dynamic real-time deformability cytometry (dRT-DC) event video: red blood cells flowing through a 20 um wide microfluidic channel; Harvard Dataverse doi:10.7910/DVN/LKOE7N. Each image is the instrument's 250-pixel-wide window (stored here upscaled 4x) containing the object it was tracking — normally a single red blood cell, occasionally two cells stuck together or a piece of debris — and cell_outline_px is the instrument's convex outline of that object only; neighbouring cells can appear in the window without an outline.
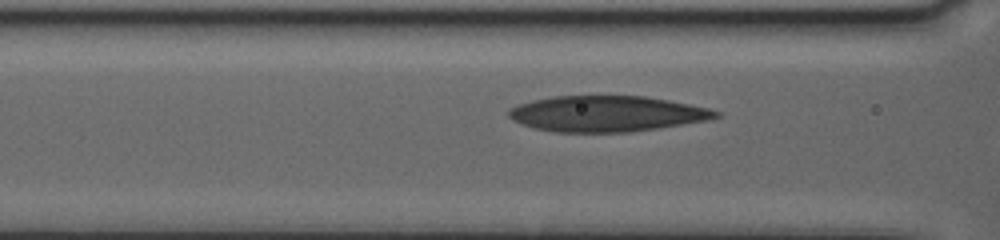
{"species": "human", "species_latin": "Homo sapiens", "temperature_condition": "warm", "stored_images_in_passage": 48, "camera_frame_rate_fps": 3000, "um_per_image_px": 0.085, "donor": {"sex": "female"}, "frame": {"image": 1, "passage_image": 19, "time_ms": 6.0, "image_size_px": [1000, 240], "cell_outline_px": [[720, 116], [704, 120], [656, 128], [628, 132], [556, 132], [536, 128], [512, 120], [508, 116], [508, 112], [512, 108], [520, 104], [532, 100], [556, 96], [644, 96], [668, 100], [708, 108], [720, 112]], "centroid_in_image_um": [51.55, 9.66], "position_along_channel_um": 115.1, "area_um2": 42.54}}
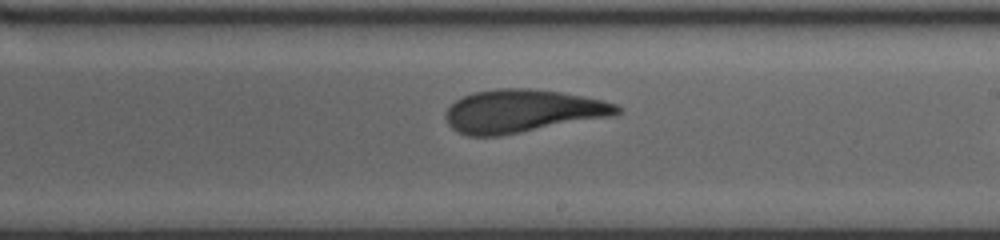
{"frame": {"image": 2, "passage_image": 31, "time_ms": 10.0, "image_size_px": [1000, 240], "cell_outline_px": [[620, 112], [616, 116], [500, 136], [468, 136], [452, 128], [448, 124], [444, 116], [448, 108], [456, 100], [472, 92], [496, 88], [528, 88], [560, 92], [600, 100], [616, 104], [620, 108]], "centroid_in_image_um": [44.4, 9.45], "position_along_channel_um": 244.6, "area_um2": 43.0}}
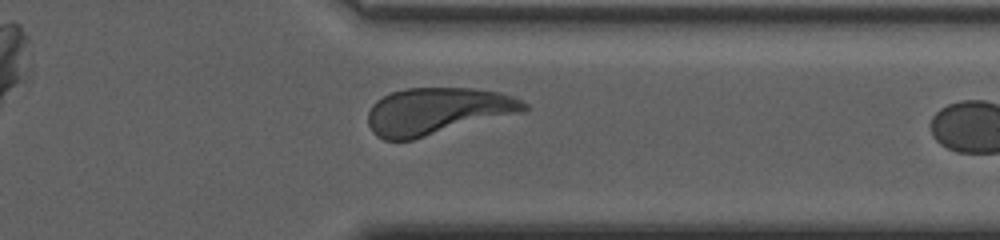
{"frame": {"image": 3, "passage_image": 43, "time_ms": 14.0, "image_size_px": [1000, 240], "cell_outline_px": [[528, 108], [524, 112], [412, 140], [384, 140], [376, 136], [372, 132], [368, 124], [368, 112], [372, 104], [376, 100], [392, 92], [408, 88], [472, 88], [500, 92], [512, 96], [528, 104]], "centroid_in_image_um": [37.17, 9.45], "position_along_channel_um": 374.2, "area_um2": 42.83}}